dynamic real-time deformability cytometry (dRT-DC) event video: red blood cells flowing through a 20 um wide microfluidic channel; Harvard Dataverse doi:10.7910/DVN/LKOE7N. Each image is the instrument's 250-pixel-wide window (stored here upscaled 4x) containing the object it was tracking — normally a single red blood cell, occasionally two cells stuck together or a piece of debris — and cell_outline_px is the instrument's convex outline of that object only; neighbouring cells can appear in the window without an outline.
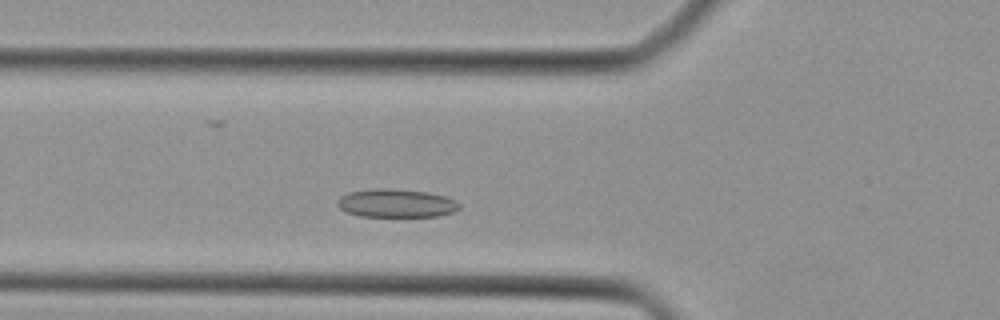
{"species": "Egyptian fruit bat (a non-hibernating species)", "species_latin": "Rousettus aegyptiacus", "temperature_condition": "cold", "stored_images_in_passage": 27, "camera_frame_rate_fps": 3000, "um_per_image_px": 0.085, "animal": {"sex": "female"}, "frame": {"image": 1, "passage_image": 6, "time_ms": 1.667, "image_size_px": [1000, 320], "cell_outline_px": [[460, 208], [452, 212], [440, 216], [360, 216], [348, 212], [340, 208], [336, 204], [340, 196], [348, 192], [368, 188], [388, 188], [424, 192], [444, 196], [456, 200], [460, 204]], "centroid_in_image_um": [33.65, 17.26], "position_along_channel_um": 92.1, "area_um2": 20.11}}
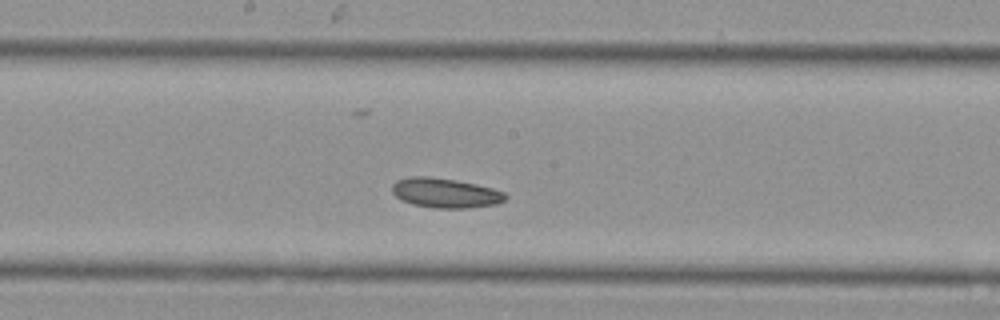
{"frame": {"image": 2, "passage_image": 14, "time_ms": 4.333, "image_size_px": [1000, 320], "cell_outline_px": [[508, 196], [504, 200], [496, 204], [468, 208], [432, 208], [412, 204], [396, 196], [392, 192], [392, 184], [396, 180], [408, 176], [428, 176], [456, 180], [476, 184], [492, 188], [504, 192]], "centroid_in_image_um": [37.84, 16.39], "position_along_channel_um": 210.4, "area_um2": 19.65}}
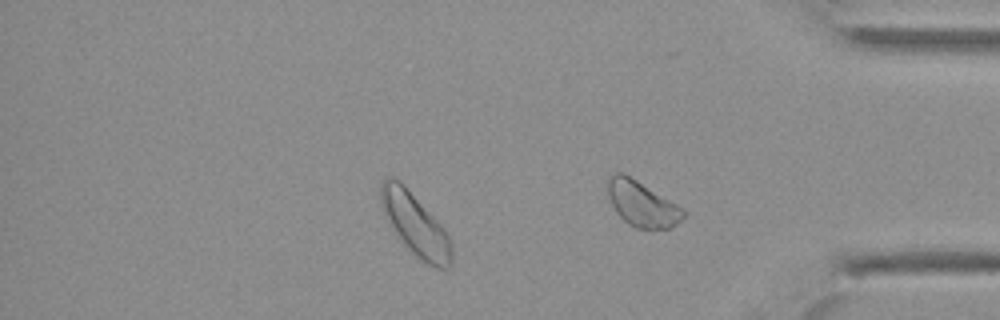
{"frame": {"image": 3, "passage_image": 26, "time_ms": 8.333, "image_size_px": [1000, 320], "cell_outline_px": [[452, 264], [448, 268], [440, 268], [428, 264], [416, 256], [400, 240], [388, 224], [384, 216], [380, 204], [380, 184], [384, 176], [388, 176], [400, 180], [404, 184], [444, 228], [452, 240]], "centroid_in_image_um": [35.27, 19.05], "position_along_channel_um": 399.9, "area_um2": 25.95}}